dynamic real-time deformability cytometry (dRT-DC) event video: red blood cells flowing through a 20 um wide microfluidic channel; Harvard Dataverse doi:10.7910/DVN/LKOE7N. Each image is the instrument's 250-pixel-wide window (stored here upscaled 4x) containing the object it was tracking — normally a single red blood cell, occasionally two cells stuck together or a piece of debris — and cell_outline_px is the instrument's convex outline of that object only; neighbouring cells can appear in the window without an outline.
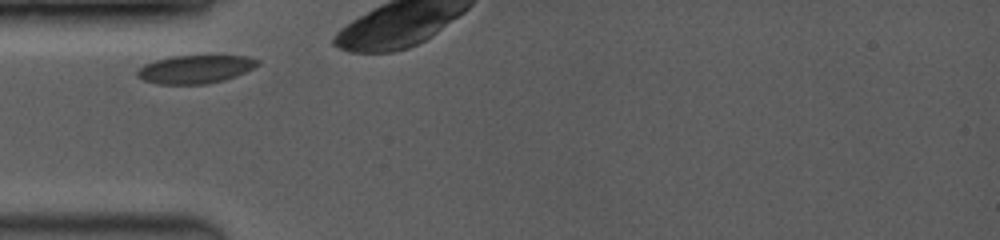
{"species": "common noctule bat (a hibernating species)", "species_latin": "Nyctalus noctula", "temperature_condition": "room temperature", "stored_images_in_passage": 1, "camera_frame_rate_fps": 3500, "um_per_image_px": 0.085, "animal": {"sex": "female", "body_mass_g": 19.0, "forearm_length_mm": 53.3}, "frame": {"image": 1, "passage_image": 1, "time_ms": 0.0, "image_size_px": [1000, 240], "cell_outline_px": [[260, 64], [236, 76], [224, 80], [208, 84], [160, 84], [144, 80], [136, 76], [136, 72], [144, 64], [156, 60], [172, 56], [248, 56], [260, 60]], "centroid_in_image_um": [16.61, 5.89], "position_along_channel_um": 68.4, "area_um2": 19.71}}